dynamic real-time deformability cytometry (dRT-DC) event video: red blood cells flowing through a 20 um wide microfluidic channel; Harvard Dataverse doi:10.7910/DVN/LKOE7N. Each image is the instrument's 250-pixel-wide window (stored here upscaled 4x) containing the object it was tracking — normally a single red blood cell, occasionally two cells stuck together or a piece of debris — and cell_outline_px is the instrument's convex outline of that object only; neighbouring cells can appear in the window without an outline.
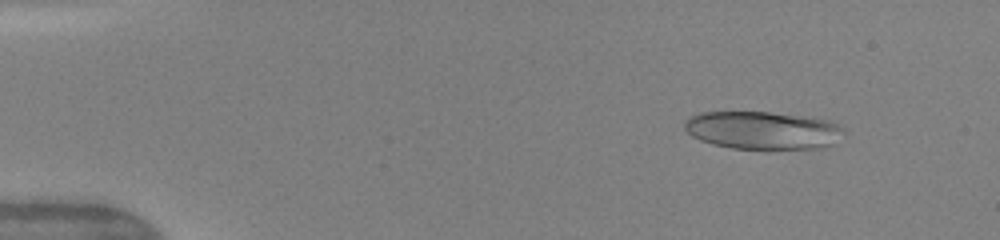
{"species": "human", "species_latin": "Homo sapiens", "temperature_condition": "warm", "stored_images_in_passage": 48, "camera_frame_rate_fps": 3000, "um_per_image_px": 0.085, "donor": {"sex": "female"}, "frame": {"image": 1, "passage_image": 6, "time_ms": 1.667, "image_size_px": [1000, 240], "cell_outline_px": [[844, 132], [832, 144], [816, 148], [768, 152], [732, 148], [712, 144], [700, 140], [692, 136], [684, 128], [684, 124], [692, 116], [700, 112], [768, 112], [800, 116], [828, 120], [844, 128]], "centroid_in_image_um": [64.83, 11.12], "position_along_channel_um": 20.2, "area_um2": 35.78}}
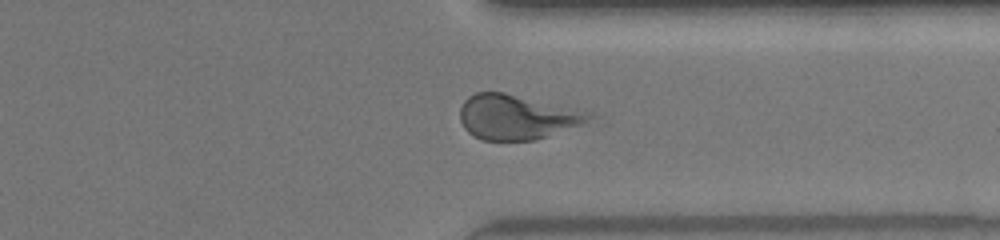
{"frame": {"image": 2, "passage_image": 38, "time_ms": 12.333, "image_size_px": [1000, 240], "cell_outline_px": [[608, 120], [604, 124], [536, 140], [484, 140], [468, 132], [464, 128], [460, 120], [460, 108], [464, 100], [468, 96], [476, 92], [504, 92], [592, 112]], "centroid_in_image_um": [44.29, 9.98], "position_along_channel_um": 367.1, "area_um2": 35.89}}
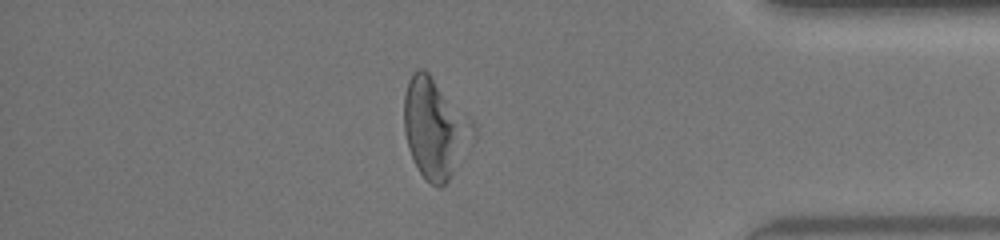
{"frame": {"image": 3, "passage_image": 42, "time_ms": 13.667, "image_size_px": [1000, 240], "cell_outline_px": [[472, 128], [452, 172], [448, 180], [440, 188], [432, 184], [420, 172], [408, 148], [404, 132], [404, 96], [408, 80], [412, 72], [416, 68], [424, 68], [428, 72], [472, 120]], "centroid_in_image_um": [36.86, 10.81], "position_along_channel_um": 398.3, "area_um2": 38.26}, "authors_computed_cell_mechanics": {"area_um2": 33.6685, "velocity_mm_per_s": 4.1916, "shape_relaxation_time_tau1_ms": 3.0015, "shape_relaxation_time_tau2_ms": 1.8519, "deformation_change_tau1": 0.1457, "deformation_change_tau2": 0.1211}}